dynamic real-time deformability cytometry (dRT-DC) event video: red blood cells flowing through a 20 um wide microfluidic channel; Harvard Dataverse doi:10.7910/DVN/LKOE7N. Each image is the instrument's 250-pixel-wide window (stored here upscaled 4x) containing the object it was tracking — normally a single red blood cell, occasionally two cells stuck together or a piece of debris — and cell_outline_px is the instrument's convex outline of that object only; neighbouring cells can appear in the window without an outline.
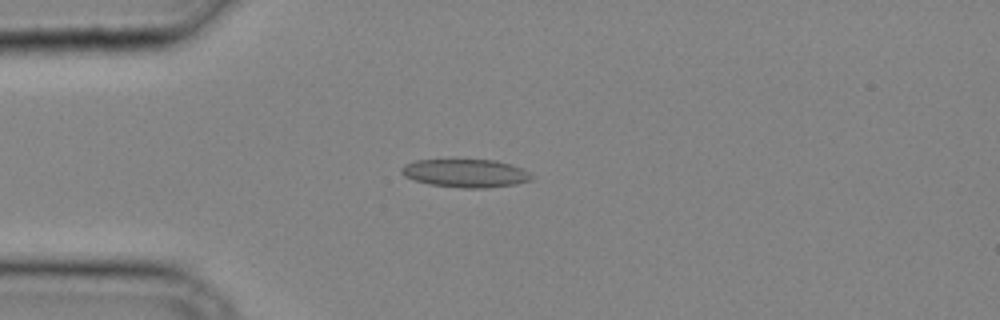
{"species": "common noctule bat (a hibernating species)", "species_latin": "Nyctalus noctula", "temperature_condition": "cold", "stored_images_in_passage": 30, "camera_frame_rate_fps": 3000, "um_per_image_px": 0.085, "animal": {"sex": "male", "body_mass_g": 20.4}, "frame": {"image": 1, "passage_image": 4, "time_ms": 1.0, "image_size_px": [1000, 320], "cell_outline_px": [[536, 176], [532, 180], [516, 184], [488, 188], [460, 188], [428, 184], [404, 176], [400, 172], [400, 168], [404, 164], [416, 160], [496, 160], [512, 164], [524, 168]], "centroid_in_image_um": [39.63, 14.73], "position_along_channel_um": 45.4, "area_um2": 21.73}}
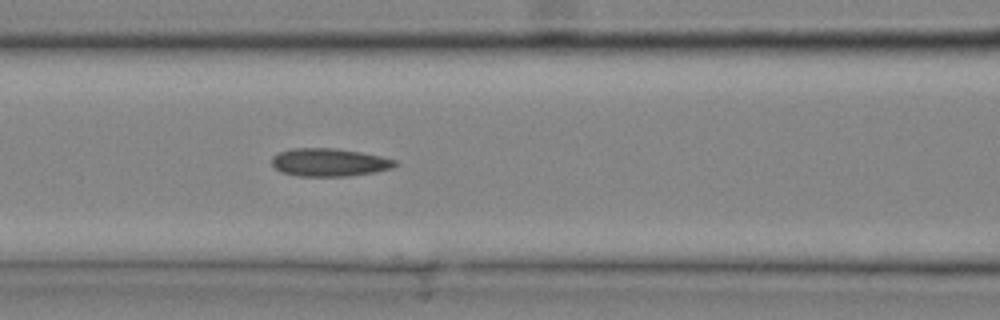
{"frame": {"image": 2, "passage_image": 10, "time_ms": 3.0, "image_size_px": [1000, 320], "cell_outline_px": [[400, 164], [392, 168], [376, 172], [348, 176], [300, 176], [280, 172], [272, 164], [272, 156], [280, 152], [292, 148], [336, 148], [360, 152], [380, 156], [396, 160]], "centroid_in_image_um": [28.01, 13.8], "position_along_channel_um": 138.6, "area_um2": 20.17}}
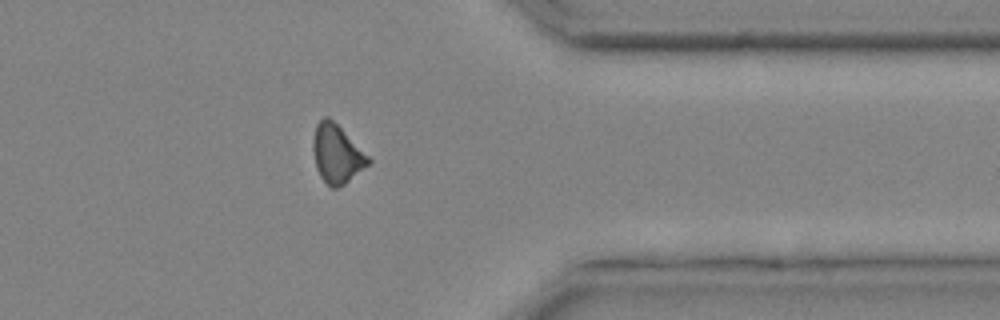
{"frame": {"image": 3, "passage_image": 24, "time_ms": 7.667, "image_size_px": [1000, 320], "cell_outline_px": [[372, 160], [368, 164], [344, 184], [336, 188], [332, 188], [320, 176], [316, 168], [312, 148], [312, 144], [316, 124], [324, 116], [328, 116]], "centroid_in_image_um": [28.59, 13.08], "position_along_channel_um": 382.8, "area_um2": 18.32}}